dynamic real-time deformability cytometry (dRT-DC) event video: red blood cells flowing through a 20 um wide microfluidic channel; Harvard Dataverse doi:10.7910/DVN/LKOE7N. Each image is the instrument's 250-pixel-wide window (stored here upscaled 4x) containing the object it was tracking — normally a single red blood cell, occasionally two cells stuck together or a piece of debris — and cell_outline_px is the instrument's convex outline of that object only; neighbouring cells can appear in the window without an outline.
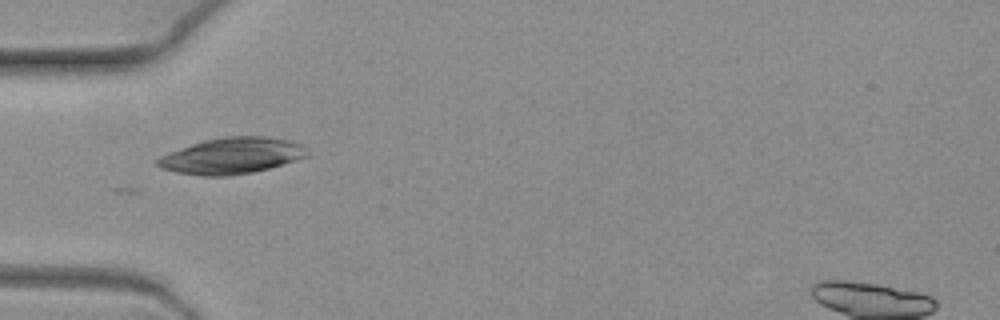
{"species": "common noctule bat (a hibernating species)", "species_latin": "Nyctalus noctula", "temperature_condition": "warm", "stored_images_in_passage": 8, "camera_frame_rate_fps": 3000, "um_per_image_px": 0.085, "animal": {"sex": "female", "body_mass_g": 19.3, "forearm_length_mm": 54.1}, "frame": {"image": 1, "passage_image": 6, "time_ms": 1.667, "image_size_px": [1000, 320], "cell_outline_px": [[308, 156], [268, 168], [252, 172], [224, 176], [204, 176], [176, 172], [160, 168], [156, 164], [156, 160], [160, 156], [168, 152], [204, 140], [224, 136], [268, 136], [288, 140], [300, 144], [304, 148]], "centroid_in_image_um": [19.65, 13.23], "position_along_channel_um": 65.3, "area_um2": 31.27}}